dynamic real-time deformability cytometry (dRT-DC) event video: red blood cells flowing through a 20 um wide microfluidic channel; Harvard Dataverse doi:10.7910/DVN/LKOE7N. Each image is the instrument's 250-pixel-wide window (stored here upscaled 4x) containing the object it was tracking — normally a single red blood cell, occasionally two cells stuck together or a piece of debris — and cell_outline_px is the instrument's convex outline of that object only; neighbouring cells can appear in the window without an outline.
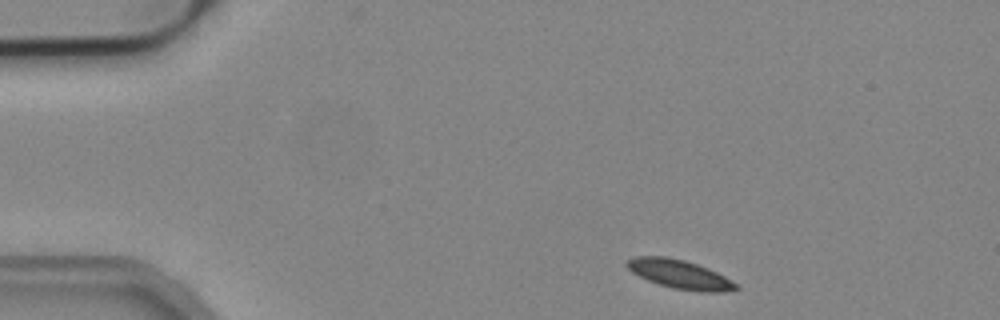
{"species": "common noctule bat (a hibernating species)", "species_latin": "Nyctalus noctula", "temperature_condition": "cold", "stored_images_in_passage": 3, "camera_frame_rate_fps": 3000, "um_per_image_px": 0.085, "animal": {"sex": "male", "body_mass_g": 19.2, "forearm_length_mm": 51.8}, "frame": {"image": 1, "passage_image": 1, "time_ms": 0.0, "image_size_px": [1000, 320], "cell_outline_px": [[740, 288], [724, 292], [700, 292], [672, 288], [648, 280], [632, 272], [624, 264], [632, 256], [664, 256], [684, 260], [708, 268], [724, 276], [736, 284]], "centroid_in_image_um": [57.76, 23.31], "position_along_channel_um": 27.2, "area_um2": 18.21}}